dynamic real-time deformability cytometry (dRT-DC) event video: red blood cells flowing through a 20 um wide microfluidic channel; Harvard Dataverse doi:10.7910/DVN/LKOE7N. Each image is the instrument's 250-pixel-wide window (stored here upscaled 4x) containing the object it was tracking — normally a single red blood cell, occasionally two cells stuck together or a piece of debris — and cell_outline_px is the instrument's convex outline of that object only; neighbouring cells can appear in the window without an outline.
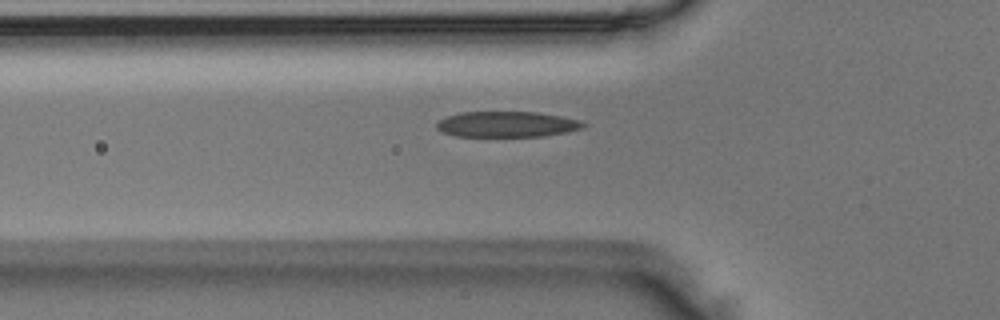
{"species": "Egyptian fruit bat (a non-hibernating species)", "species_latin": "Rousettus aegyptiacus", "temperature_condition": "room temperature", "stored_images_in_passage": 35, "camera_frame_rate_fps": 3000, "um_per_image_px": 0.085, "animal": {"sex": "male"}, "frame": {"image": 1, "passage_image": 3, "time_ms": 0.667, "image_size_px": [1000, 320], "cell_outline_px": [[588, 124], [584, 128], [568, 132], [544, 136], [456, 136], [444, 132], [436, 128], [436, 124], [440, 120], [448, 116], [460, 112], [536, 112], [560, 116], [580, 120]], "centroid_in_image_um": [43.14, 10.56], "position_along_channel_um": 82.7, "area_um2": 21.91}}
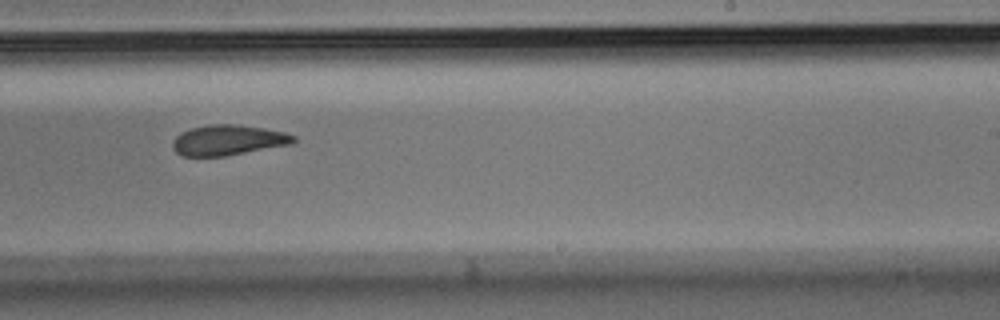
{"frame": {"image": 2, "passage_image": 17, "time_ms": 5.333, "image_size_px": [1000, 320], "cell_outline_px": [[296, 140], [292, 144], [224, 156], [184, 156], [176, 152], [172, 148], [172, 140], [180, 132], [192, 128], [208, 124], [232, 124], [264, 128], [284, 132], [296, 136]], "centroid_in_image_um": [19.37, 11.91], "position_along_channel_um": 269.6, "area_um2": 21.39}}
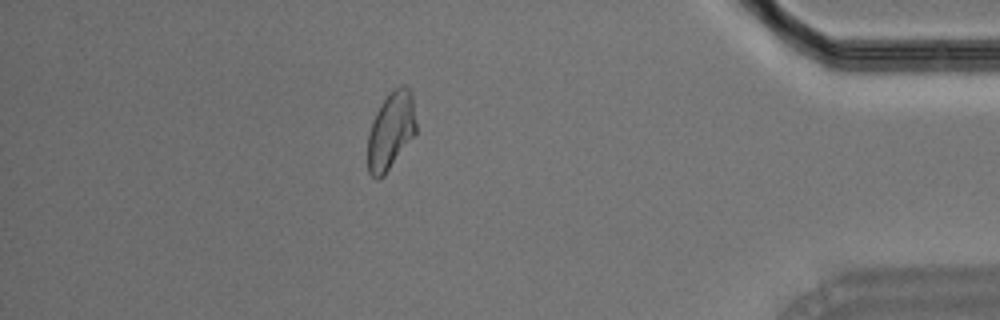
{"frame": {"image": 3, "passage_image": 30, "time_ms": 9.667, "image_size_px": [1000, 320], "cell_outline_px": [[416, 132], [384, 176], [380, 180], [376, 180], [368, 172], [368, 132], [372, 120], [376, 112], [388, 92], [400, 84], [404, 84], [412, 92], [416, 124]], "centroid_in_image_um": [33.21, 11.09], "position_along_channel_um": 402.0, "area_um2": 22.02}}